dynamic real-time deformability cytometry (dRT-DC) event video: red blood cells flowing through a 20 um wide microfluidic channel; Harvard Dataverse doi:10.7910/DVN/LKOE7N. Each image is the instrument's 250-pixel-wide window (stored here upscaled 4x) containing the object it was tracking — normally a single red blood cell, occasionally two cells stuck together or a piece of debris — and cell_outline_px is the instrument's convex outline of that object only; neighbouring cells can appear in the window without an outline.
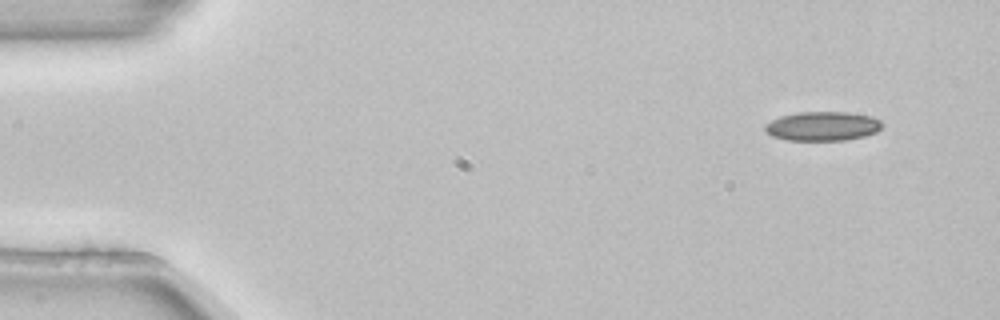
{"species": "common noctule bat (a hibernating species)", "species_latin": "Nyctalus noctula", "temperature_condition": "room temperature", "stored_images_in_passage": 3, "camera_frame_rate_fps": 3000, "um_per_image_px": 0.085, "animal": {"sex": "female", "body_mass_g": 22.7, "forearm_length_mm": 54.2}, "frame": {"image": 1, "passage_image": 1, "time_ms": 0.0, "image_size_px": [1000, 320], "cell_outline_px": [[884, 124], [876, 132], [864, 136], [844, 140], [788, 140], [772, 136], [764, 128], [764, 124], [780, 116], [796, 112], [848, 112], [872, 116], [880, 120]], "centroid_in_image_um": [69.93, 10.71], "position_along_channel_um": 15.1, "area_um2": 19.94}}